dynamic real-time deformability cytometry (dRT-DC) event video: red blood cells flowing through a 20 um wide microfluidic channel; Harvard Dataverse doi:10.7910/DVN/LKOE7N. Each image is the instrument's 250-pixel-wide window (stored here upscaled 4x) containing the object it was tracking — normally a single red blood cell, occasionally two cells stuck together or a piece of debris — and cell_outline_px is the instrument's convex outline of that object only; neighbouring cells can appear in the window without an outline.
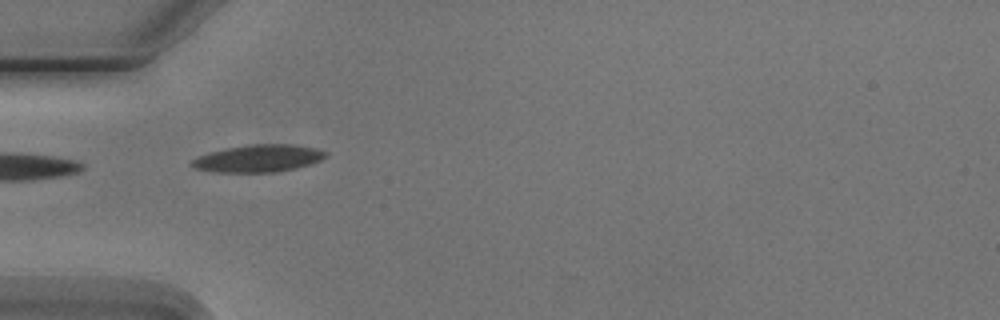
{"species": "Egyptian fruit bat (a non-hibernating species)", "species_latin": "Rousettus aegyptiacus", "temperature_condition": "cold", "stored_images_in_passage": 5, "camera_frame_rate_fps": 3000, "um_per_image_px": 0.085, "animal": {"sex": "male"}, "frame": {"image": 1, "passage_image": 1, "time_ms": 0.0, "image_size_px": [1000, 320], "cell_outline_px": [[328, 156], [312, 164], [296, 168], [272, 172], [216, 172], [196, 168], [188, 164], [196, 156], [224, 148], [248, 144], [292, 144], [316, 148], [328, 152]], "centroid_in_image_um": [21.97, 13.45], "position_along_channel_um": 63.0, "area_um2": 21.5}}
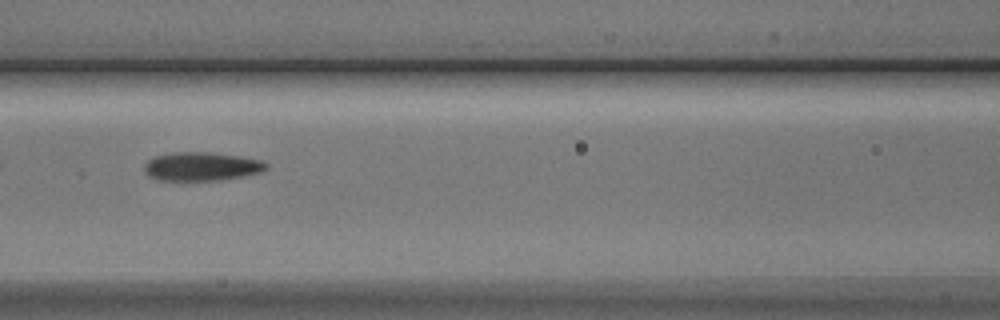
{"frame": {"image": 2, "passage_image": 3, "time_ms": 2.333, "image_size_px": [1000, 320], "cell_outline_px": [[268, 168], [260, 172], [220, 180], [156, 180], [148, 176], [144, 168], [144, 164], [148, 160], [156, 156], [172, 152], [212, 152], [240, 156], [264, 160], [268, 164]], "centroid_in_image_um": [17.13, 14.14], "position_along_channel_um": 149.5, "area_um2": 20.4}}
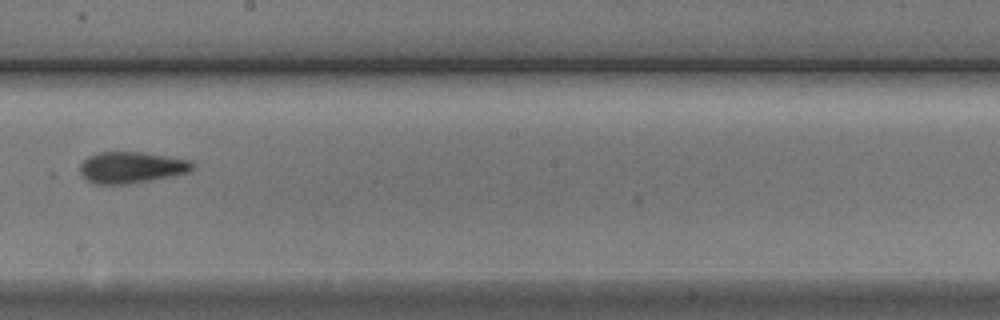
{"frame": {"image": 3, "passage_image": 5, "time_ms": 4.667, "image_size_px": [1000, 320], "cell_outline_px": [[196, 168], [188, 172], [172, 176], [132, 184], [96, 184], [88, 180], [80, 172], [80, 164], [88, 156], [96, 152], [144, 152], [192, 160], [196, 164]], "centroid_in_image_um": [11.22, 14.22], "position_along_channel_um": 237.0, "area_um2": 20.87}}